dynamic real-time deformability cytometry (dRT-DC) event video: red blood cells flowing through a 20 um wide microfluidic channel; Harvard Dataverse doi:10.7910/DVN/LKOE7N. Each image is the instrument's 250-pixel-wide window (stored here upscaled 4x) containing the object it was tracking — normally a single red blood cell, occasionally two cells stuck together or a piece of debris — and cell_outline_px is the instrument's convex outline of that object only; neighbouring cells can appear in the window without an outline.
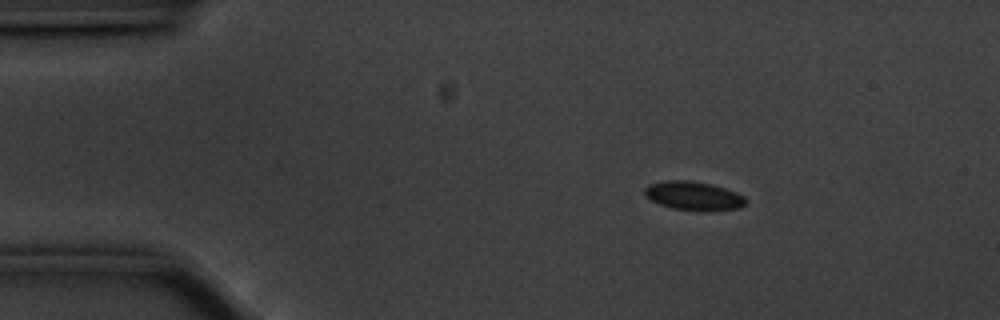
{"species": "common noctule bat (a hibernating species)", "species_latin": "Nyctalus noctula", "temperature_condition": "cold", "stored_images_in_passage": 49, "camera_frame_rate_fps": 3000, "um_per_image_px": 0.085, "animal": {"sex": "male", "body_mass_g": 20.1, "forearm_length_mm": 53.5}, "frame": {"image": 1, "passage_image": 1, "time_ms": 0.0, "image_size_px": [1000, 320], "cell_outline_px": [[748, 200], [740, 208], [712, 212], [700, 212], [672, 208], [660, 204], [644, 196], [644, 188], [648, 184], [664, 180], [688, 180], [712, 184], [736, 192], [744, 196]], "centroid_in_image_um": [58.96, 16.66], "position_along_channel_um": 26.0, "area_um2": 17.4}}
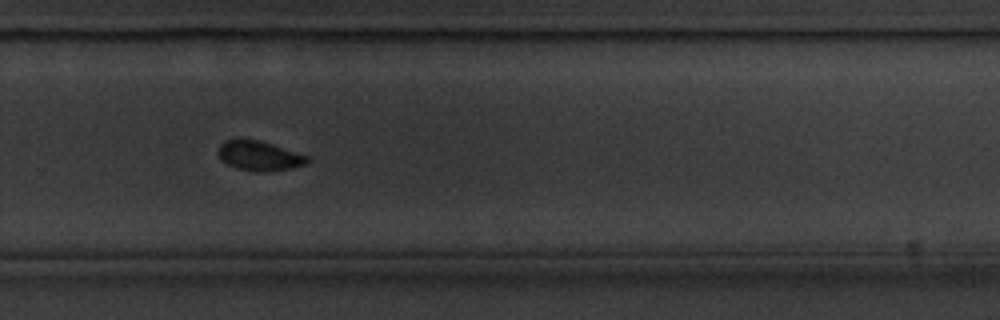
{"frame": {"image": 2, "passage_image": 30, "time_ms": 9.667, "image_size_px": [1000, 320], "cell_outline_px": [[308, 164], [292, 168], [268, 172], [256, 172], [236, 168], [220, 160], [220, 144], [224, 140], [260, 140], [308, 156]], "centroid_in_image_um": [22.07, 13.27], "position_along_channel_um": 307.7, "area_um2": 15.26}}
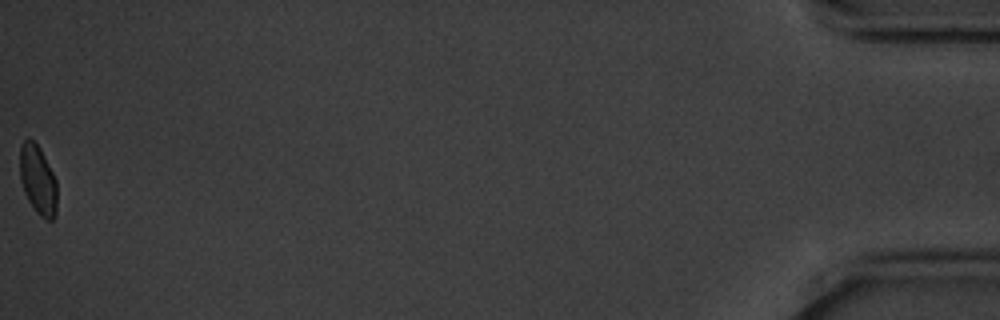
{"frame": {"image": 3, "passage_image": 49, "time_ms": 16.0, "image_size_px": [1000, 320], "cell_outline_px": [[56, 216], [52, 220], [48, 220], [40, 216], [36, 212], [28, 200], [24, 192], [20, 180], [20, 148], [24, 140], [28, 136], [40, 148], [56, 180]], "centroid_in_image_um": [3.21, 15.3], "position_along_channel_um": 432.0, "area_um2": 14.97}}